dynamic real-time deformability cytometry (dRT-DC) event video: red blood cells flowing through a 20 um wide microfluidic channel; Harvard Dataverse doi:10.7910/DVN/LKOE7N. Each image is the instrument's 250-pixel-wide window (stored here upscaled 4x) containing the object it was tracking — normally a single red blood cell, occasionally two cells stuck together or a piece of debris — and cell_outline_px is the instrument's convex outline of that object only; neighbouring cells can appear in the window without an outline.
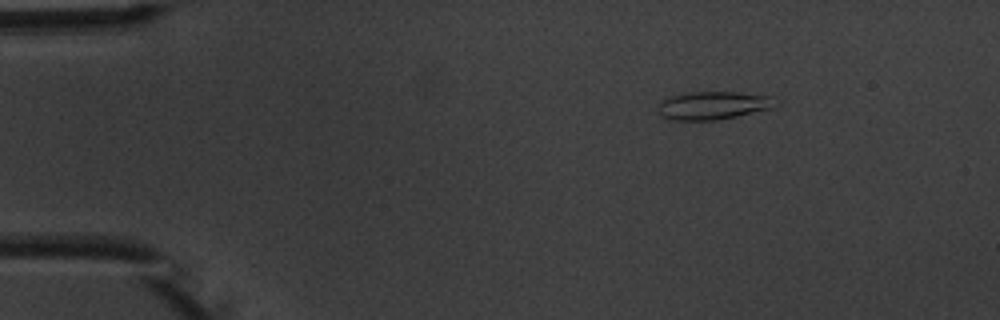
{"species": "common noctule bat (a hibernating species)", "species_latin": "Nyctalus noctula", "temperature_condition": "warm", "stored_images_in_passage": 5, "camera_frame_rate_fps": 3000, "um_per_image_px": 0.085, "animal": {"sex": "male", "body_mass_g": 20.1, "forearm_length_mm": 53.5}, "frame": {"image": 1, "passage_image": 3, "time_ms": 2.333, "image_size_px": [1000, 320], "cell_outline_px": [[780, 104], [768, 108], [736, 116], [716, 120], [676, 120], [664, 116], [660, 112], [660, 104], [668, 96], [688, 92], [736, 92], [772, 96]], "centroid_in_image_um": [60.65, 8.94], "position_along_channel_um": 24.3, "area_um2": 18.84}}
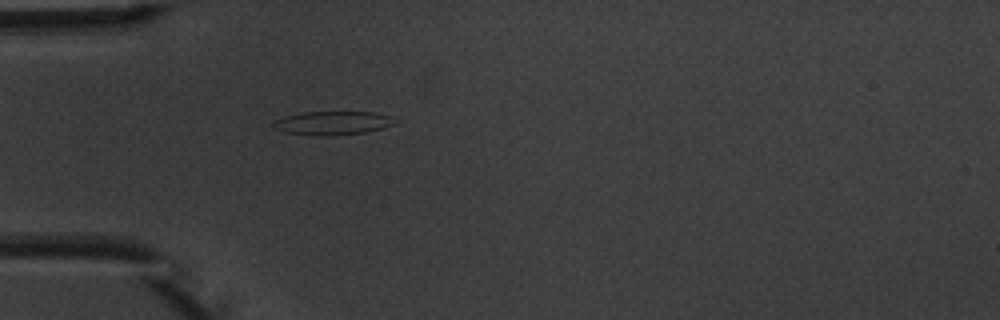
{"frame": {"image": 2, "passage_image": 5, "time_ms": 5.0, "image_size_px": [1000, 320], "cell_outline_px": [[396, 124], [364, 132], [332, 136], [320, 136], [288, 132], [272, 128], [272, 120], [284, 116], [300, 112], [372, 112], [392, 116]], "centroid_in_image_um": [28.22, 10.45], "position_along_channel_um": 56.8, "area_um2": 16.76}}